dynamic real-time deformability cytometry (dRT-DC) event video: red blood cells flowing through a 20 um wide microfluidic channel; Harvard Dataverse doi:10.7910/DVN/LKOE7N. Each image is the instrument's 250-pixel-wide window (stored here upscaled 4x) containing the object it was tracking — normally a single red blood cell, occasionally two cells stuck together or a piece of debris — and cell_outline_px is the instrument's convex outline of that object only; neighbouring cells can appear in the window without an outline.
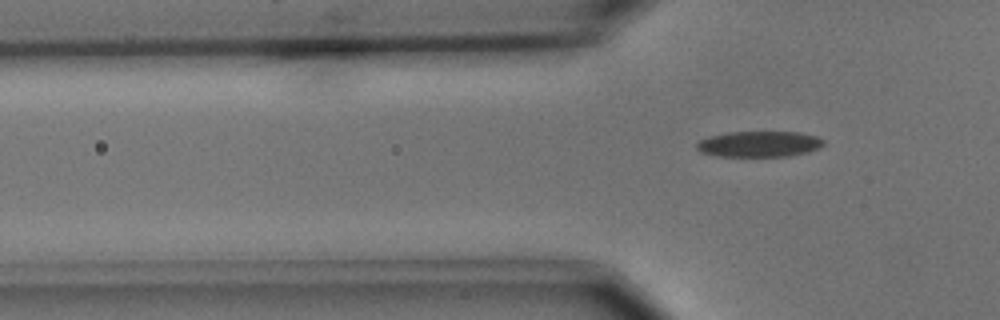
{"species": "common noctule bat (a hibernating species)", "species_latin": "Nyctalus noctula", "temperature_condition": "cold", "stored_images_in_passage": 7, "segment_of_instrument_passage": [2, 2], "camera_frame_rate_fps": 3000, "um_per_image_px": 0.085, "animal": {"sex": "male", "body_mass_g": 15.6}, "frame": {"image": 1, "passage_image": 7, "time_ms": 8.0, "image_size_px": [1000, 320], "cell_outline_px": [[824, 144], [808, 152], [788, 156], [716, 156], [700, 152], [696, 148], [696, 144], [700, 140], [708, 136], [724, 132], [800, 132], [816, 136], [824, 140]], "centroid_in_image_um": [64.48, 12.24], "position_along_channel_um": 61.3, "area_um2": 19.13}}